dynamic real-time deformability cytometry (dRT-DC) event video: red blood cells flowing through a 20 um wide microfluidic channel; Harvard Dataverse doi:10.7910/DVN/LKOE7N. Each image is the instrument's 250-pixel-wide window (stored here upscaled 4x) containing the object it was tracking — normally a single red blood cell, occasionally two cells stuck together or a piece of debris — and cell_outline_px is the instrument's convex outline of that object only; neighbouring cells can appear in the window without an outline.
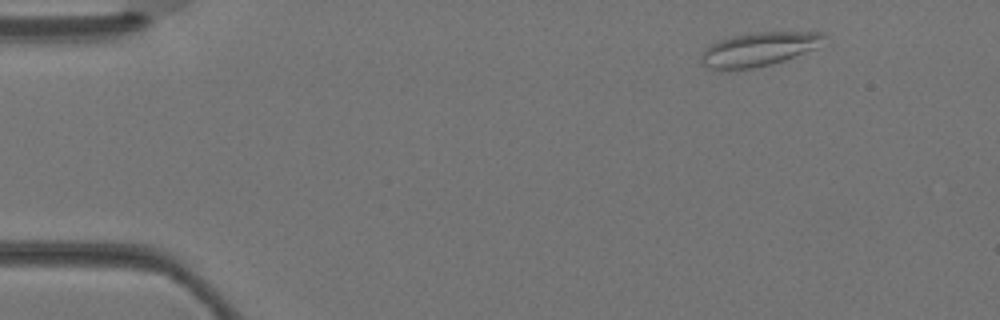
{"species": "Egyptian fruit bat (a non-hibernating species)", "species_latin": "Rousettus aegyptiacus", "temperature_condition": "warm", "stored_images_in_passage": 3, "camera_frame_rate_fps": 3000, "um_per_image_px": 0.085, "animal": {"sex": "female"}, "frame": {"image": 1, "passage_image": 3, "time_ms": 0.667, "image_size_px": [1000, 320], "cell_outline_px": [[832, 40], [816, 48], [784, 60], [772, 64], [752, 68], [712, 68], [700, 64], [700, 56], [704, 48], [720, 40], [732, 36], [756, 32], [824, 32]], "centroid_in_image_um": [64.6, 4.15], "position_along_channel_um": 20.4, "area_um2": 24.28}}